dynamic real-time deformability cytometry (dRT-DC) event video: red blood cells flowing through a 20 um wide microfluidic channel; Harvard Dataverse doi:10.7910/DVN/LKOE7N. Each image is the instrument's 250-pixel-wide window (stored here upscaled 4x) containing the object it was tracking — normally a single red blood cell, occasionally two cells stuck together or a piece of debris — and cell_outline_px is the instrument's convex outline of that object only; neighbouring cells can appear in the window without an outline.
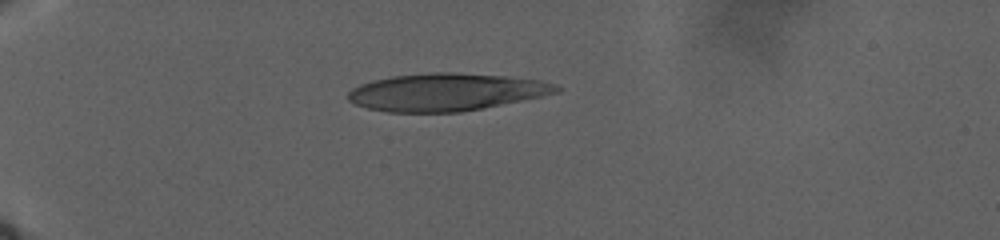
{"species": "human", "species_latin": "Homo sapiens", "temperature_condition": "warm", "stored_images_in_passage": 79, "camera_frame_rate_fps": 3000, "um_per_image_px": 0.085, "donor": {"sex": "male"}, "frame": {"image": 1, "passage_image": 1, "time_ms": 0.0, "image_size_px": [1000, 240], "cell_outline_px": [[564, 88], [560, 92], [460, 112], [388, 112], [368, 108], [356, 104], [348, 100], [348, 92], [352, 88], [360, 84], [372, 80], [392, 76], [432, 72], [456, 72], [504, 76], [540, 80], [556, 84]], "centroid_in_image_um": [37.91, 7.81], "position_along_channel_um": 47.1, "area_um2": 45.32}}
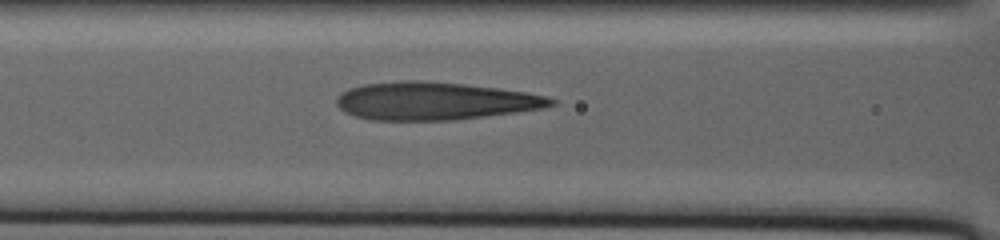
{"frame": {"image": 2, "passage_image": 44, "time_ms": 7.0, "image_size_px": [1000, 240], "cell_outline_px": [[556, 104], [544, 108], [516, 112], [456, 120], [368, 120], [344, 112], [336, 104], [336, 96], [340, 92], [348, 88], [364, 84], [400, 80], [420, 80], [464, 84], [496, 88], [524, 92], [544, 96], [556, 100]], "centroid_in_image_um": [36.89, 8.58], "position_along_channel_um": 129.7, "area_um2": 47.4}}
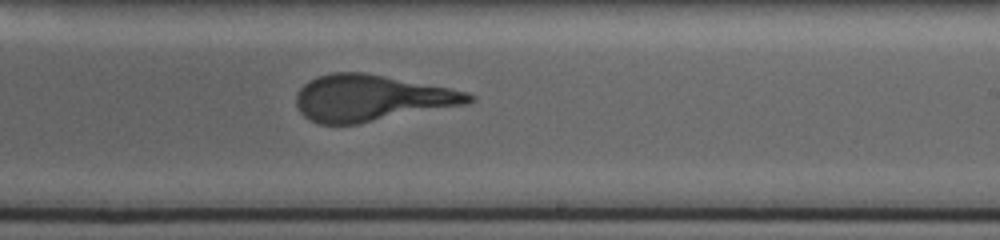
{"frame": {"image": 3, "passage_image": 79, "time_ms": 13.667, "image_size_px": [1000, 240], "cell_outline_px": [[476, 100], [468, 104], [356, 124], [320, 124], [308, 120], [300, 112], [296, 104], [296, 92], [308, 80], [316, 76], [332, 72], [364, 72], [448, 88], [468, 92], [476, 96]], "centroid_in_image_um": [31.54, 8.33], "position_along_channel_um": 257.5, "area_um2": 46.64}}